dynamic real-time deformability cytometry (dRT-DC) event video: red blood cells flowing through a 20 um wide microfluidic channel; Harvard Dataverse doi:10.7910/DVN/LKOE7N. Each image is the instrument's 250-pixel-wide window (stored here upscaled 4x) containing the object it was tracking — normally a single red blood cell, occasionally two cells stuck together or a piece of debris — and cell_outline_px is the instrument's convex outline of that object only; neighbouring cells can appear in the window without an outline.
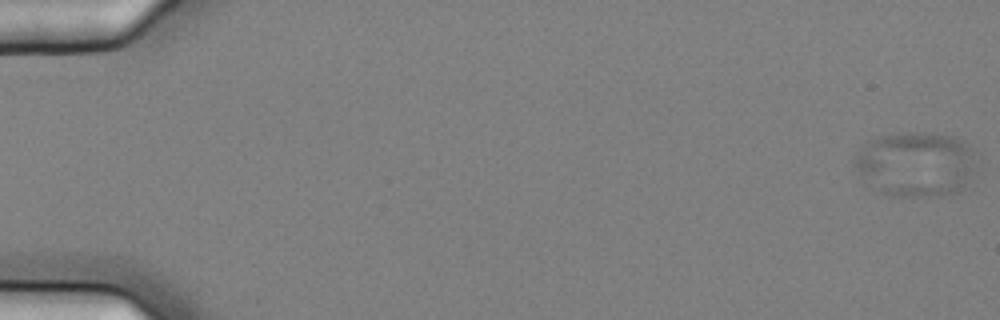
{"species": "common noctule bat (a hibernating species)", "species_latin": "Nyctalus noctula", "temperature_condition": "cold", "stored_images_in_passage": 11, "camera_frame_rate_fps": 3000, "um_per_image_px": 0.085, "animal": {"sex": "female", "body_mass_g": 25.1}, "frame": {"image": 1, "passage_image": 1, "time_ms": 0.0, "image_size_px": [1000, 320], "cell_outline_px": [[972, 168], [960, 188], [956, 192], [940, 196], [892, 196], [884, 192], [860, 176], [852, 164], [856, 156], [872, 140], [884, 136], [908, 132], [924, 132], [956, 136], [964, 140], [972, 148]], "centroid_in_image_um": [77.83, 13.93], "position_along_channel_um": 7.2, "area_um2": 44.8}}